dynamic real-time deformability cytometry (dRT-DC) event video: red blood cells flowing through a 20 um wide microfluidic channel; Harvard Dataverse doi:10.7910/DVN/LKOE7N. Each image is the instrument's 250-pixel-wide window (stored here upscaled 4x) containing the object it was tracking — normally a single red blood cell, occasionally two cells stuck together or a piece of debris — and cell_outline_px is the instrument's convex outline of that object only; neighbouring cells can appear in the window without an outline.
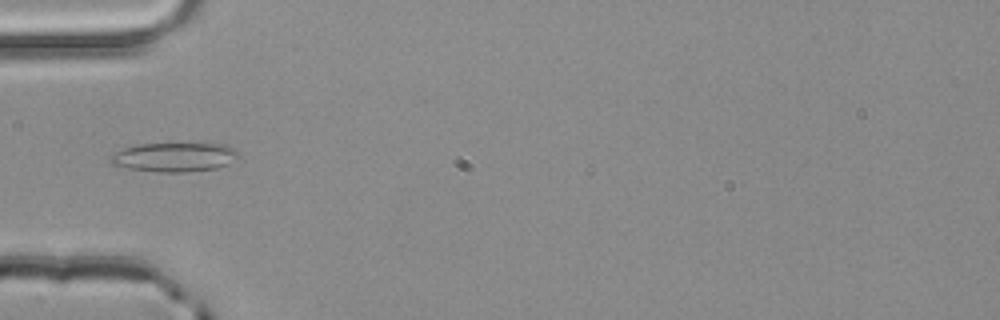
{"species": "common noctule bat (a hibernating species)", "species_latin": "Nyctalus noctula", "temperature_condition": "room temperature", "stored_images_in_passage": 2, "camera_frame_rate_fps": 3000, "um_per_image_px": 0.085, "animal": {"sex": "male", "body_mass_g": 20.4}, "frame": {"image": 1, "passage_image": 2, "time_ms": 0.333, "image_size_px": [1000, 320], "cell_outline_px": [[240, 156], [216, 168], [184, 172], [160, 172], [128, 168], [112, 164], [108, 160], [108, 156], [124, 148], [140, 144], [224, 144], [236, 148], [240, 152]], "centroid_in_image_um": [14.81, 13.35], "position_along_channel_um": 70.2, "area_um2": 21.56}}